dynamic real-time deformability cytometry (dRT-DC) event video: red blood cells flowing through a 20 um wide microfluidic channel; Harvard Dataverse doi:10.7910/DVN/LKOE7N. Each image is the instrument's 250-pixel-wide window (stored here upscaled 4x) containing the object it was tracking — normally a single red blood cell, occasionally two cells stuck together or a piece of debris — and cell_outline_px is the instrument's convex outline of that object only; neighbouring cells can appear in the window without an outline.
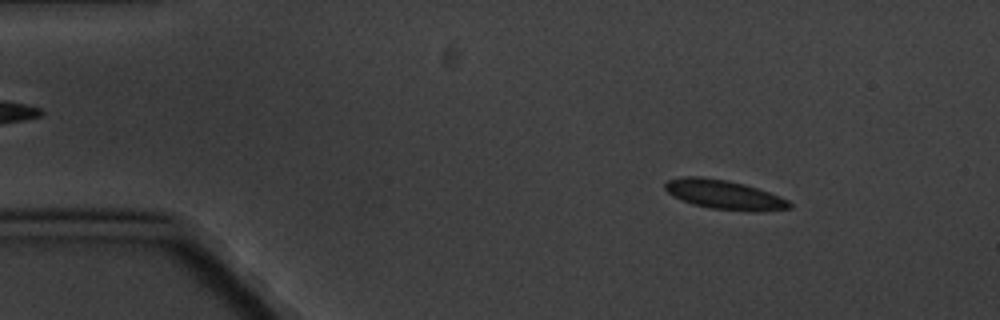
{"species": "common noctule bat (a hibernating species)", "species_latin": "Nyctalus noctula", "temperature_condition": "cold", "stored_images_in_passage": 8, "camera_frame_rate_fps": 3000, "um_per_image_px": 0.085, "animal": {"sex": "male", "body_mass_g": 20.1, "forearm_length_mm": 53.5}, "frame": {"image": 1, "passage_image": 2, "time_ms": 1.0, "image_size_px": [1000, 320], "cell_outline_px": [[792, 208], [756, 212], [748, 212], [708, 208], [692, 204], [680, 200], [672, 196], [664, 188], [664, 184], [668, 180], [684, 176], [700, 176], [728, 180], [744, 184], [780, 196], [788, 200], [792, 204]], "centroid_in_image_um": [61.55, 16.56], "position_along_channel_um": 23.5, "area_um2": 21.5}}
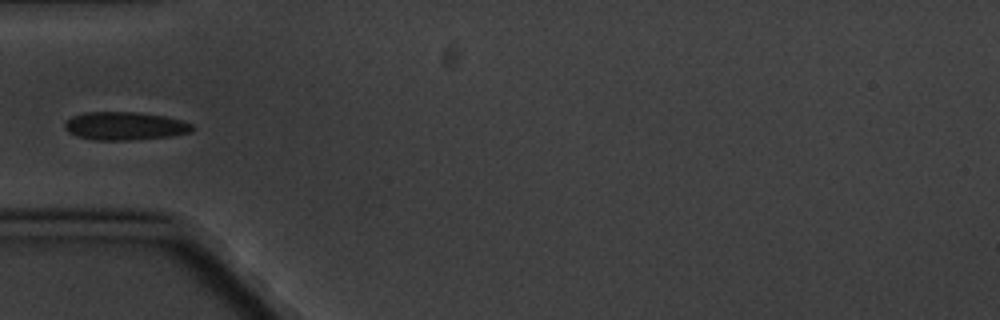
{"frame": {"image": 2, "passage_image": 5, "time_ms": 4.667, "image_size_px": [1000, 320], "cell_outline_px": [[196, 128], [192, 132], [172, 136], [128, 140], [96, 140], [76, 136], [68, 132], [64, 128], [64, 124], [72, 116], [84, 112], [140, 112], [164, 116], [180, 120], [192, 124]], "centroid_in_image_um": [10.63, 10.71], "position_along_channel_um": 74.4, "area_um2": 21.04}}